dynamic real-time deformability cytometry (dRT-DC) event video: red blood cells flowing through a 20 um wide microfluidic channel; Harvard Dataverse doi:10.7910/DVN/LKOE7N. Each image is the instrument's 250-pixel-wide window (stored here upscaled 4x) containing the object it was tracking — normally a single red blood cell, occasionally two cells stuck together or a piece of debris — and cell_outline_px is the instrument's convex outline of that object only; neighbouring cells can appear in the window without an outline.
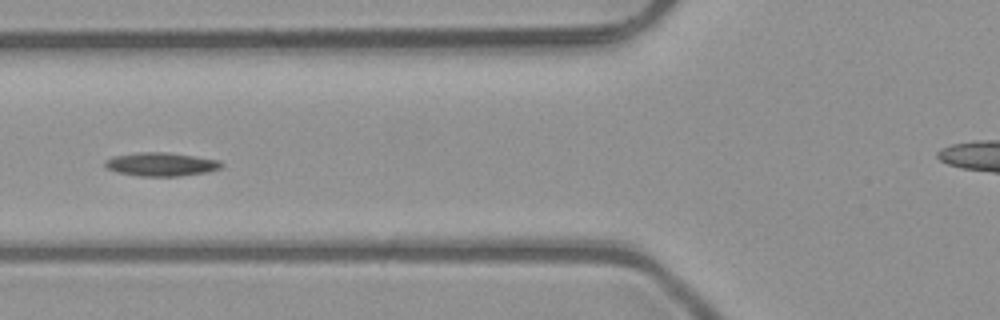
{"species": "common noctule bat (a hibernating species)", "species_latin": "Nyctalus noctula", "temperature_condition": "room temperature", "stored_images_in_passage": 8, "segment_of_instrument_passage": [1, 2], "camera_frame_rate_fps": 3000, "um_per_image_px": 0.085, "animal": {"sex": "male", "body_mass_g": 23.1, "forearm_length_mm": 52.7}, "frame": {"image": 1, "passage_image": 6, "time_ms": 1.667, "image_size_px": [1000, 320], "cell_outline_px": [[224, 164], [220, 168], [208, 172], [176, 176], [136, 176], [116, 172], [108, 168], [104, 164], [104, 160], [112, 156], [140, 152], [164, 152], [220, 160]], "centroid_in_image_um": [13.66, 13.97], "position_along_channel_um": 112.1, "area_um2": 15.95}}
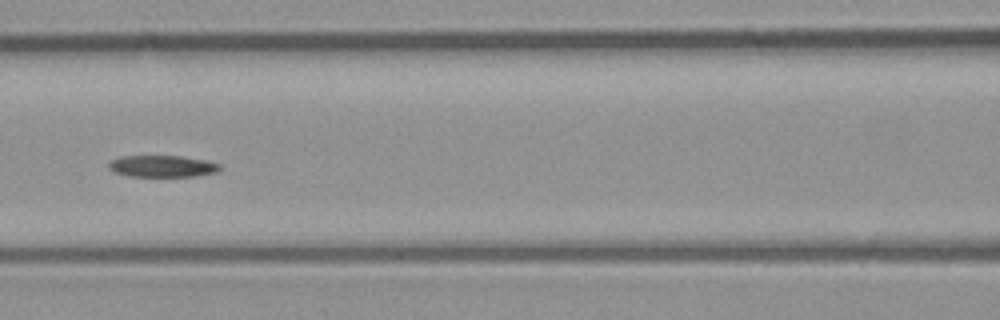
{"frame": {"image": 2, "passage_image": 7, "time_ms": 2.0, "image_size_px": [1000, 320], "cell_outline_px": [[220, 168], [216, 172], [196, 176], [128, 176], [116, 172], [108, 168], [108, 164], [112, 160], [120, 156], [180, 156], [208, 160], [220, 164]], "centroid_in_image_um": [13.81, 14.12], "position_along_channel_um": 152.8, "area_um2": 13.99}}